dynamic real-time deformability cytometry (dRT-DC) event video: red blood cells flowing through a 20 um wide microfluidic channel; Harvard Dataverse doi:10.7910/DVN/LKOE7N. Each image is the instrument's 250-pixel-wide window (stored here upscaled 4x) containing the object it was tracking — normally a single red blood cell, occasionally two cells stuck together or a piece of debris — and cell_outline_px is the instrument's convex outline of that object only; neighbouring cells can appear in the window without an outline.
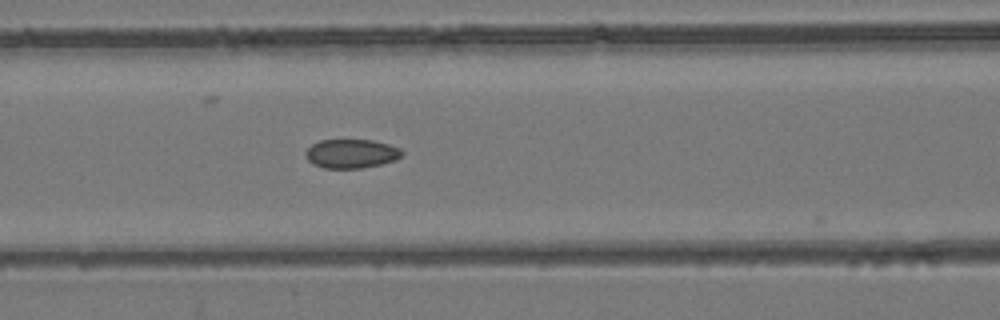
{"species": "common noctule bat (a hibernating species)", "species_latin": "Nyctalus noctula", "temperature_condition": "room temperature", "stored_images_in_passage": 17, "camera_frame_rate_fps": 3000, "um_per_image_px": 0.085, "animal": {"sex": "female", "body_mass_g": 24.6, "forearm_length_mm": 56.2}, "frame": {"image": 1, "passage_image": 13, "time_ms": 4.0, "image_size_px": [1000, 320], "cell_outline_px": [[404, 152], [396, 160], [380, 164], [360, 168], [324, 168], [312, 164], [304, 156], [304, 152], [312, 144], [320, 140], [372, 140], [388, 144], [400, 148]], "centroid_in_image_um": [29.83, 13.06], "position_along_channel_um": 136.8, "area_um2": 16.3}}
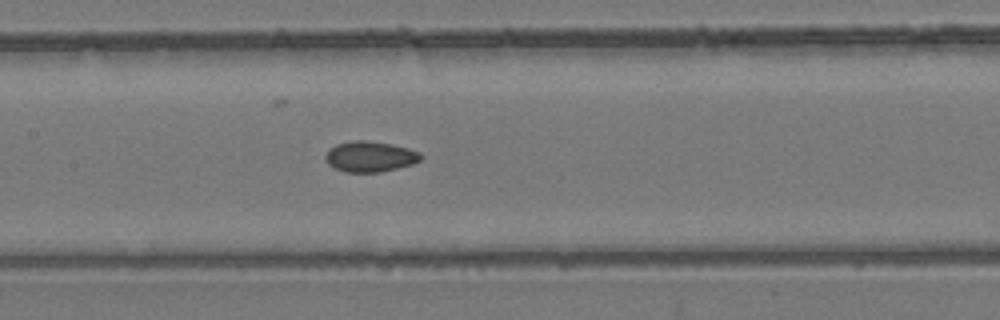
{"frame": {"image": 2, "passage_image": 16, "time_ms": 5.0, "image_size_px": [1000, 320], "cell_outline_px": [[424, 156], [420, 160], [412, 164], [380, 172], [344, 172], [328, 164], [324, 156], [336, 144], [352, 140], [364, 140], [392, 144], [408, 148], [420, 152]], "centroid_in_image_um": [31.47, 13.3], "position_along_channel_um": 175.9, "area_um2": 16.94}}